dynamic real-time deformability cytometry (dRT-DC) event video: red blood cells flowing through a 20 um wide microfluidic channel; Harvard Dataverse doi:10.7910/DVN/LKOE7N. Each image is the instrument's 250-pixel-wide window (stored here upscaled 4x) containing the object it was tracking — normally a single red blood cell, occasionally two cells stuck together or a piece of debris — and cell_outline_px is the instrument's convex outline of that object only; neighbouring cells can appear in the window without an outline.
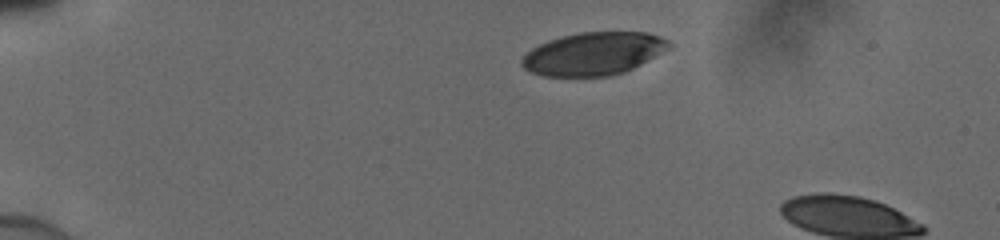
{"species": "human", "species_latin": "Homo sapiens", "temperature_condition": "cold", "stored_images_in_passage": 5, "camera_frame_rate_fps": 3000, "um_per_image_px": 0.085, "donor": {"sex": "male"}, "frame": {"image": 1, "passage_image": 1, "time_ms": 0.0, "image_size_px": [1000, 240], "cell_outline_px": [[672, 44], [668, 48], [632, 68], [624, 72], [608, 76], [544, 76], [532, 72], [524, 68], [520, 64], [520, 60], [532, 48], [548, 40], [560, 36], [580, 32], [648, 32], [660, 36], [668, 40]], "centroid_in_image_um": [50.42, 4.55], "position_along_channel_um": 34.6, "area_um2": 36.47}}